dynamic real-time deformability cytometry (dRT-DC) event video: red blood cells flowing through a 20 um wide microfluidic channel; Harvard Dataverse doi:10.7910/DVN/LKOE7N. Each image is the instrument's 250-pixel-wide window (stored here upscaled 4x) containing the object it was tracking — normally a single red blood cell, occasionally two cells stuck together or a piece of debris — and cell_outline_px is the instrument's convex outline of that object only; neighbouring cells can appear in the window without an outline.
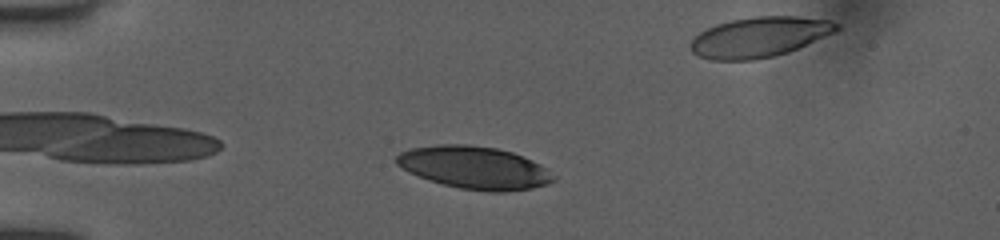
{"species": "human", "species_latin": "Homo sapiens", "temperature_condition": "room temperature", "stored_images_in_passage": 10, "camera_frame_rate_fps": 3000, "um_per_image_px": 0.085, "donor": {"sex": "female"}, "frame": {"image": 1, "passage_image": 2, "time_ms": 1.0, "image_size_px": [1000, 240], "cell_outline_px": [[556, 180], [548, 184], [532, 188], [504, 192], [492, 192], [460, 188], [428, 180], [408, 172], [396, 164], [396, 156], [400, 152], [412, 148], [436, 144], [468, 144], [496, 148], [512, 152], [532, 160], [540, 164]], "centroid_in_image_um": [40.29, 14.24], "position_along_channel_um": 44.7, "area_um2": 38.84}}
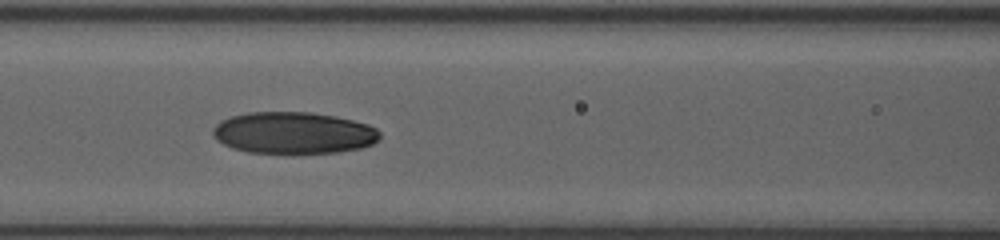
{"frame": {"image": 2, "passage_image": 7, "time_ms": 4.333, "image_size_px": [1000, 240], "cell_outline_px": [[380, 140], [372, 144], [360, 148], [336, 152], [248, 152], [232, 148], [216, 140], [212, 136], [212, 128], [220, 120], [232, 116], [248, 112], [308, 112], [336, 116], [368, 124], [376, 128], [380, 132]], "centroid_in_image_um": [24.94, 11.28], "position_along_channel_um": 141.7, "area_um2": 40.52}}
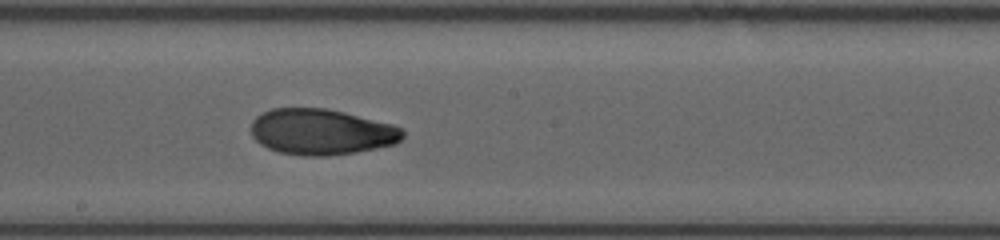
{"frame": {"image": 3, "passage_image": 10, "time_ms": 6.333, "image_size_px": [1000, 240], "cell_outline_px": [[404, 136], [396, 144], [356, 152], [328, 156], [304, 156], [280, 152], [268, 148], [260, 144], [252, 136], [252, 120], [256, 116], [272, 108], [328, 108], [392, 124], [400, 128], [404, 132]], "centroid_in_image_um": [27.31, 11.21], "position_along_channel_um": 220.9, "area_um2": 40.58}}